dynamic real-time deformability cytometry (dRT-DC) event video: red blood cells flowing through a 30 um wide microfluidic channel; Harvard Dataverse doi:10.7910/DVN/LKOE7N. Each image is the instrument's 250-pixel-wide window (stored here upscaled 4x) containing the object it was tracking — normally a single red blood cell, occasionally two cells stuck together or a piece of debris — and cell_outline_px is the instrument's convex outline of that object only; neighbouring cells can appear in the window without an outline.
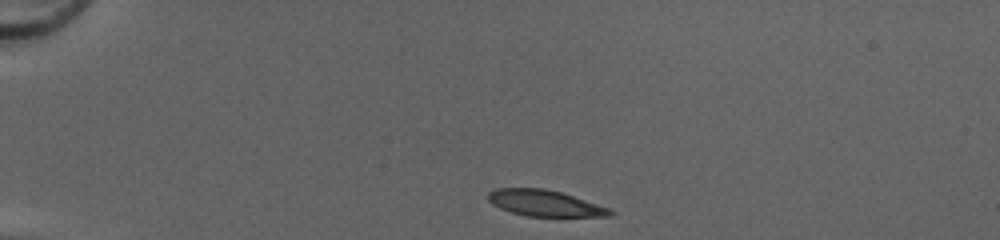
{"species": "common noctule bat (a hibernating species)", "species_latin": "Nyctalus noctula", "temperature_condition": "cold", "stored_images_in_passage": 39, "camera_frame_rate_fps": 3000, "um_per_image_px": 0.085, "animal": {"sex": "female", "body_mass_g": 20.0, "forearm_length_mm": 54.0}, "frame": {"image": 1, "passage_image": 1, "time_ms": 0.0, "image_size_px": [1000, 240], "cell_outline_px": [[616, 212], [612, 216], [528, 216], [512, 212], [500, 208], [492, 204], [488, 200], [488, 192], [496, 188], [544, 188], [560, 192], [608, 208]], "centroid_in_image_um": [46.28, 17.26], "position_along_channel_um": 38.7, "area_um2": 18.32}}
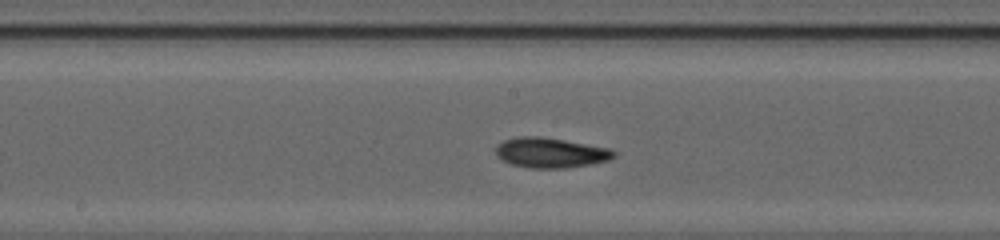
{"frame": {"image": 2, "passage_image": 17, "time_ms": 5.333, "image_size_px": [1000, 240], "cell_outline_px": [[616, 156], [608, 160], [592, 164], [564, 168], [528, 168], [512, 164], [496, 156], [496, 148], [504, 140], [520, 136], [540, 136], [612, 148], [616, 152]], "centroid_in_image_um": [46.84, 12.98], "position_along_channel_um": 201.4, "area_um2": 20.69}}
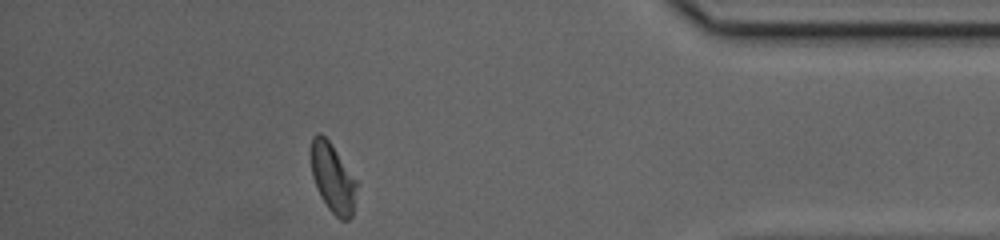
{"frame": {"image": 3, "passage_image": 34, "time_ms": 11.0, "image_size_px": [1000, 240], "cell_outline_px": [[356, 188], [352, 216], [348, 220], [340, 220], [328, 208], [320, 196], [316, 188], [312, 176], [312, 136], [316, 132], [320, 132], [328, 140], [356, 180]], "centroid_in_image_um": [28.27, 15.15], "position_along_channel_um": 406.9, "area_um2": 17.98}, "authors_computed_cell_mechanics": {"area_um2": 19.652, "velocity_mm_per_s": 4.2033, "shape_relaxation_time_tau1_ms": 4.5775, "shape_relaxation_time_tau2_ms": 4.3331, "deformation_change_tau1": 0.1336, "deformation_change_tau2": 0.1135}}